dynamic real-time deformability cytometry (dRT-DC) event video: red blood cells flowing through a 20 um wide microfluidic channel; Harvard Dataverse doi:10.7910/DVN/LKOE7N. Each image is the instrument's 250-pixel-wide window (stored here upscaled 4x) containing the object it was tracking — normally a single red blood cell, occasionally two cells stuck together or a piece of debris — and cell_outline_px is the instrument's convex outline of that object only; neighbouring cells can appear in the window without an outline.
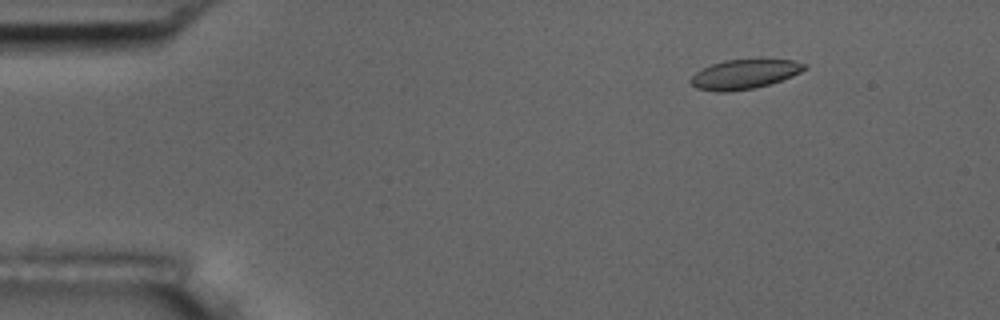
{"species": "common noctule bat (a hibernating species)", "species_latin": "Nyctalus noctula", "temperature_condition": "room temperature", "stored_images_in_passage": 8, "camera_frame_rate_fps": 3000, "um_per_image_px": 0.085, "animal": {"sex": "male", "body_mass_g": 17.5, "forearm_length_mm": 52.3}, "frame": {"image": 1, "passage_image": 3, "time_ms": 2.333, "image_size_px": [1000, 320], "cell_outline_px": [[808, 68], [792, 76], [768, 84], [752, 88], [728, 92], [716, 92], [696, 88], [688, 80], [696, 72], [712, 64], [724, 60], [792, 60], [808, 64]], "centroid_in_image_um": [63.26, 6.31], "position_along_channel_um": 21.7, "area_um2": 19.31}}
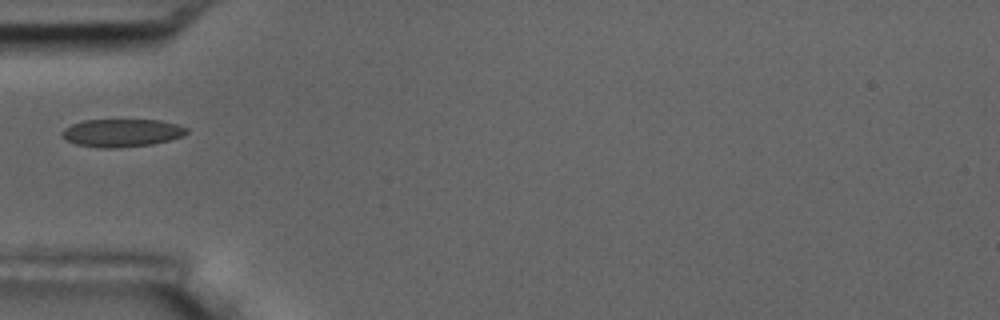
{"frame": {"image": 2, "passage_image": 6, "time_ms": 6.0, "image_size_px": [1000, 320], "cell_outline_px": [[188, 132], [184, 136], [152, 144], [116, 148], [100, 148], [76, 144], [68, 140], [60, 132], [64, 128], [72, 124], [84, 120], [160, 120], [176, 124], [188, 128]], "centroid_in_image_um": [10.37, 11.29], "position_along_channel_um": 74.6, "area_um2": 20.17}}